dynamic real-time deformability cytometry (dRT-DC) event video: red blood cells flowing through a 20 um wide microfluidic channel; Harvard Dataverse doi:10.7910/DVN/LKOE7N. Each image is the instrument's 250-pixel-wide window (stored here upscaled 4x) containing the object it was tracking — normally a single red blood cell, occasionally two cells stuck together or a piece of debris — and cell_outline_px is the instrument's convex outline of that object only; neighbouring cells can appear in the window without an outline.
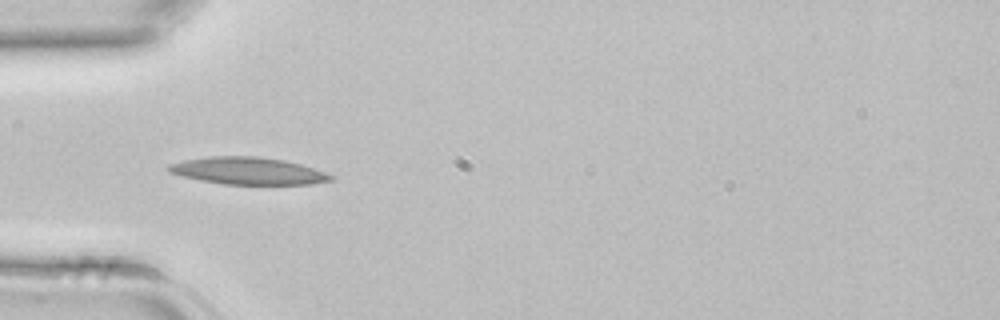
{"species": "common noctule bat (a hibernating species)", "species_latin": "Nyctalus noctula", "temperature_condition": "room temperature", "stored_images_in_passage": 32, "camera_frame_rate_fps": 3000, "um_per_image_px": 0.085, "animal": {"sex": "female", "body_mass_g": 22.7, "forearm_length_mm": 54.2}, "frame": {"image": 1, "passage_image": 5, "time_ms": 1.333, "image_size_px": [1000, 320], "cell_outline_px": [[336, 180], [308, 184], [224, 184], [200, 180], [168, 172], [164, 168], [168, 164], [184, 160], [208, 156], [256, 156], [284, 160], [300, 164], [336, 176]], "centroid_in_image_um": [21.07, 14.52], "position_along_channel_um": 63.9, "area_um2": 25.72}}
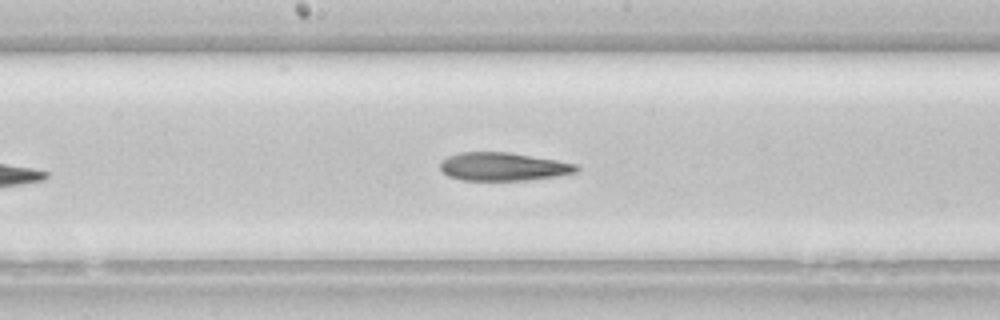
{"frame": {"image": 2, "passage_image": 14, "time_ms": 4.333, "image_size_px": [1000, 320], "cell_outline_px": [[580, 168], [576, 172], [556, 176], [528, 180], [460, 180], [448, 176], [440, 168], [440, 160], [448, 156], [460, 152], [508, 152], [556, 160], [576, 164]], "centroid_in_image_um": [42.74, 14.16], "position_along_channel_um": 205.5, "area_um2": 22.37}}